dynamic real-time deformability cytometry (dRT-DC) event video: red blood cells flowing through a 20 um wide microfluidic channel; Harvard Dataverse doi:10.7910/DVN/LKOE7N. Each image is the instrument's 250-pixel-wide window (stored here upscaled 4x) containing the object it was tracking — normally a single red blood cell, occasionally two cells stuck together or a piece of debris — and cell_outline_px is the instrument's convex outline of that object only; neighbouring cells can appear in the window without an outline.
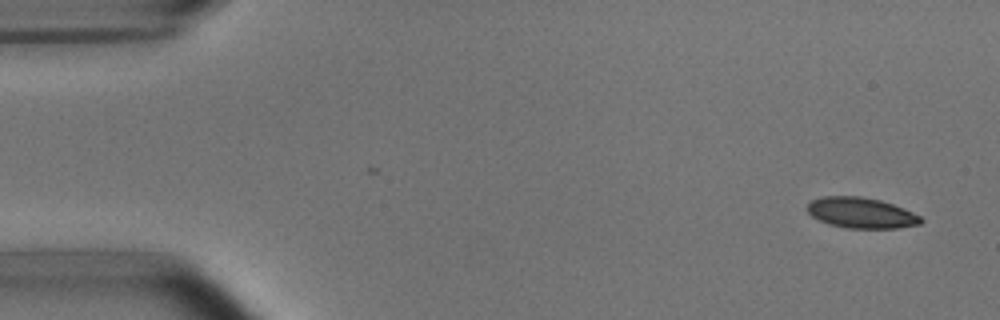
{"species": "common noctule bat (a hibernating species)", "species_latin": "Nyctalus noctula", "temperature_condition": "room temperature", "stored_images_in_passage": 7, "camera_frame_rate_fps": 3000, "um_per_image_px": 0.085, "animal": {"sex": "male", "body_mass_g": 15.6}, "frame": {"image": 1, "passage_image": 1, "time_ms": 0.0, "image_size_px": [1000, 320], "cell_outline_px": [[924, 220], [920, 224], [896, 228], [848, 228], [828, 224], [812, 216], [808, 212], [808, 204], [812, 200], [824, 196], [860, 196], [880, 200], [904, 208], [920, 216]], "centroid_in_image_um": [73.21, 18.09], "position_along_channel_um": 11.8, "area_um2": 20.17}}
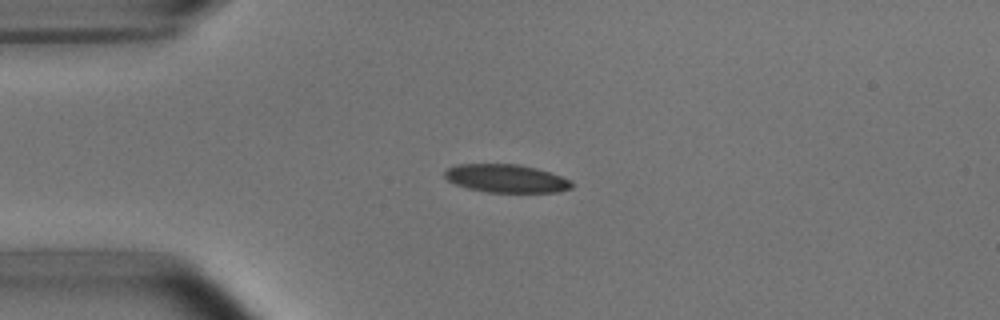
{"frame": {"image": 2, "passage_image": 4, "time_ms": 3.333, "image_size_px": [1000, 320], "cell_outline_px": [[572, 188], [556, 192], [488, 192], [468, 188], [456, 184], [448, 180], [444, 176], [444, 172], [448, 168], [456, 164], [520, 164], [536, 168], [572, 180]], "centroid_in_image_um": [43.02, 15.16], "position_along_channel_um": 42.0, "area_um2": 20.75}}
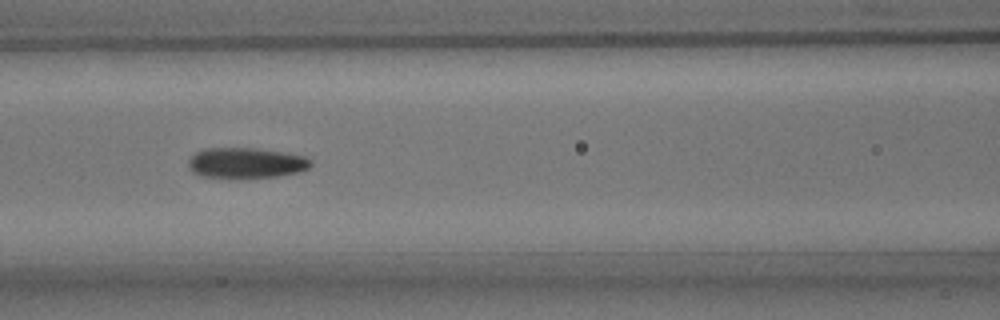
{"frame": {"image": 3, "passage_image": 7, "time_ms": 6.667, "image_size_px": [1000, 320], "cell_outline_px": [[312, 164], [308, 168], [300, 172], [276, 176], [200, 176], [192, 172], [188, 168], [188, 160], [196, 152], [204, 148], [256, 148], [304, 156], [312, 160]], "centroid_in_image_um": [20.9, 13.82], "position_along_channel_um": 145.7, "area_um2": 21.27}}